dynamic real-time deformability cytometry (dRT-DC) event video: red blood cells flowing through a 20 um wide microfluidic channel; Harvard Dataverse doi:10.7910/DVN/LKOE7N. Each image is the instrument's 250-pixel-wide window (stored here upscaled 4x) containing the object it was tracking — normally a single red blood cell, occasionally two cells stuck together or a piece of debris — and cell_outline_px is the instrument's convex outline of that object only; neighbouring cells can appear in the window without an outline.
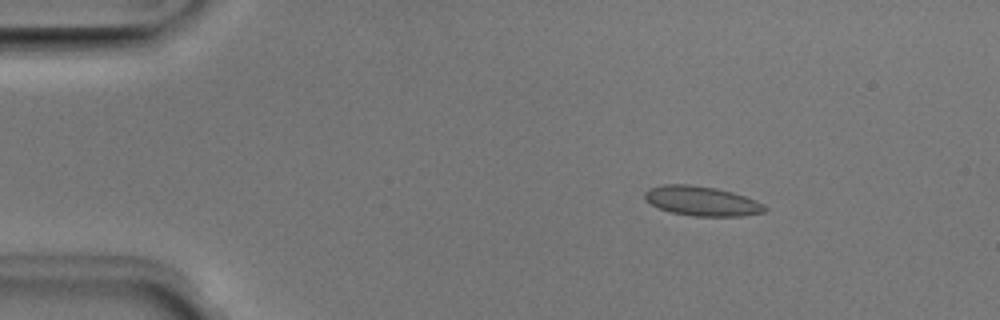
{"species": "Egyptian fruit bat (a non-hibernating species)", "species_latin": "Rousettus aegyptiacus", "temperature_condition": "room temperature", "stored_images_in_passage": 45, "camera_frame_rate_fps": 3000, "um_per_image_px": 0.085, "animal": {"sex": "male"}, "frame": {"image": 1, "passage_image": 8, "time_ms": 2.333, "image_size_px": [1000, 320], "cell_outline_px": [[768, 208], [764, 212], [740, 216], [692, 216], [668, 212], [644, 200], [644, 192], [648, 188], [664, 184], [688, 184], [716, 188], [732, 192], [756, 200], [764, 204]], "centroid_in_image_um": [59.63, 17.09], "position_along_channel_um": 25.4, "area_um2": 20.81}}
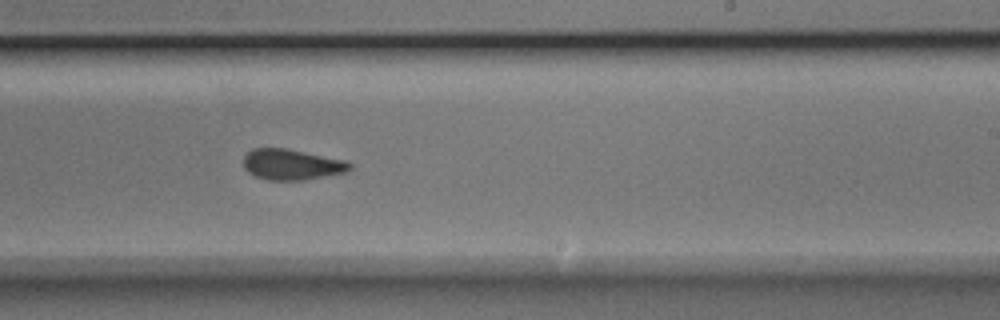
{"frame": {"image": 2, "passage_image": 31, "time_ms": 10.0, "image_size_px": [1000, 320], "cell_outline_px": [[352, 168], [344, 172], [304, 180], [268, 180], [256, 176], [248, 172], [244, 168], [244, 156], [252, 148], [284, 148], [348, 160], [352, 164]], "centroid_in_image_um": [24.8, 13.98], "position_along_channel_um": 264.2, "area_um2": 19.02}}
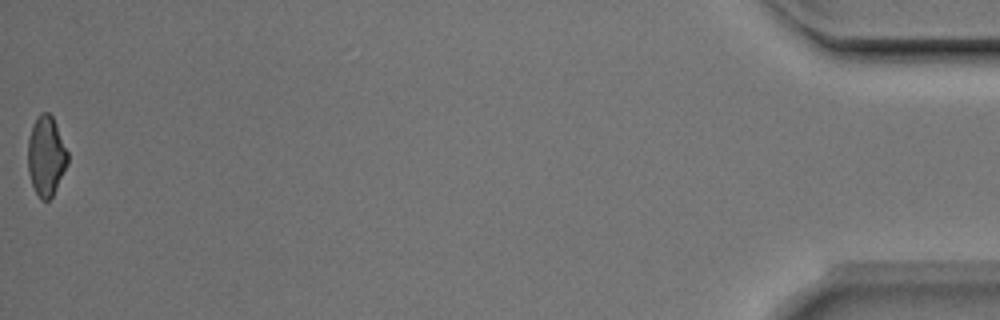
{"frame": {"image": 3, "passage_image": 45, "time_ms": 14.667, "image_size_px": [1000, 320], "cell_outline_px": [[68, 164], [52, 196], [48, 200], [40, 200], [32, 184], [28, 172], [28, 136], [32, 124], [36, 116], [40, 112], [48, 112], [52, 116], [68, 152]], "centroid_in_image_um": [3.91, 13.24], "position_along_channel_um": 431.3, "area_um2": 18.55}, "authors_computed_cell_mechanics": {"area_um2": 19.5364, "velocity_mm_per_s": 4.0251, "shape_relaxation_time_tau1_ms": 9.5837, "shape_relaxation_time_tau2_ms": 1.4096, "deformation_change_tau1": 0.1711, "deformation_change_tau2": 0.0679}}